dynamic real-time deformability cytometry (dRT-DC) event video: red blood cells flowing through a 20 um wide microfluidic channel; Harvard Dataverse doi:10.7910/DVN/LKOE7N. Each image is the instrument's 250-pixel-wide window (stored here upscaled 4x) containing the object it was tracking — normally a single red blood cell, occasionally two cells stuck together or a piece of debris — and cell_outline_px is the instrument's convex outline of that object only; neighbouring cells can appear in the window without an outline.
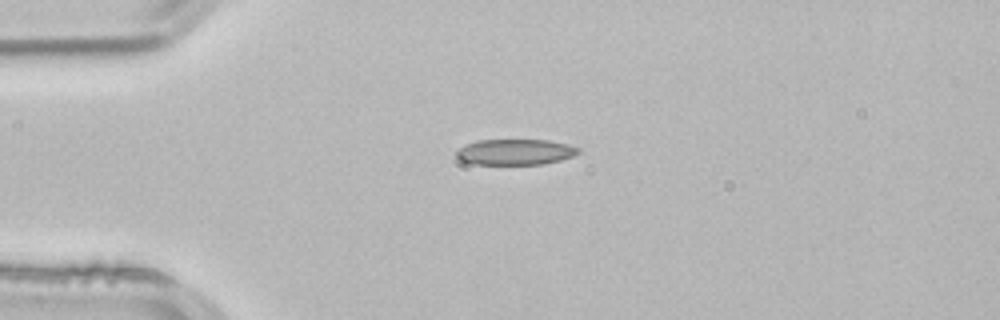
{"species": "common noctule bat (a hibernating species)", "species_latin": "Nyctalus noctula", "temperature_condition": "room temperature", "stored_images_in_passage": 3, "camera_frame_rate_fps": 3000, "um_per_image_px": 0.085, "animal": {"sex": "male", "body_mass_g": 21.5, "forearm_length_mm": 52.0}, "frame": {"image": 1, "passage_image": 3, "time_ms": 0.667, "image_size_px": [1000, 320], "cell_outline_px": [[580, 152], [572, 156], [560, 160], [544, 164], [472, 164], [460, 160], [456, 156], [456, 148], [476, 140], [548, 140], [568, 144], [580, 148]], "centroid_in_image_um": [43.76, 12.91], "position_along_channel_um": 41.2, "area_um2": 18.44}}